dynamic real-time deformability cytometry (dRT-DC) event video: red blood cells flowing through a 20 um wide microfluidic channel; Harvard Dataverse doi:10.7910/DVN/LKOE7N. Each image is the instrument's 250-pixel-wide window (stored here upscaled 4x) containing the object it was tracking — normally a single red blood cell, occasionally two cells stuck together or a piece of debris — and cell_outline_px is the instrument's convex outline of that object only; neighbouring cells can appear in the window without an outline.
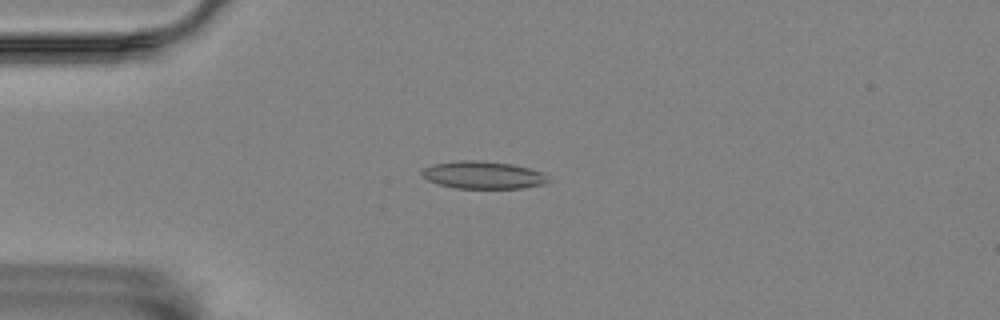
{"species": "Egyptian fruit bat (a non-hibernating species)", "species_latin": "Rousettus aegyptiacus", "temperature_condition": "room temperature", "stored_images_in_passage": 47, "camera_frame_rate_fps": 3000, "um_per_image_px": 0.085, "animal": {"sex": "female"}, "frame": {"image": 1, "passage_image": 13, "time_ms": 4.0, "image_size_px": [1000, 320], "cell_outline_px": [[548, 180], [544, 184], [520, 188], [456, 188], [440, 184], [428, 180], [420, 172], [424, 168], [436, 164], [456, 160], [480, 160], [512, 164], [528, 168], [540, 172], [548, 176]], "centroid_in_image_um": [41.06, 14.87], "position_along_channel_um": 43.9, "area_um2": 20.0}}
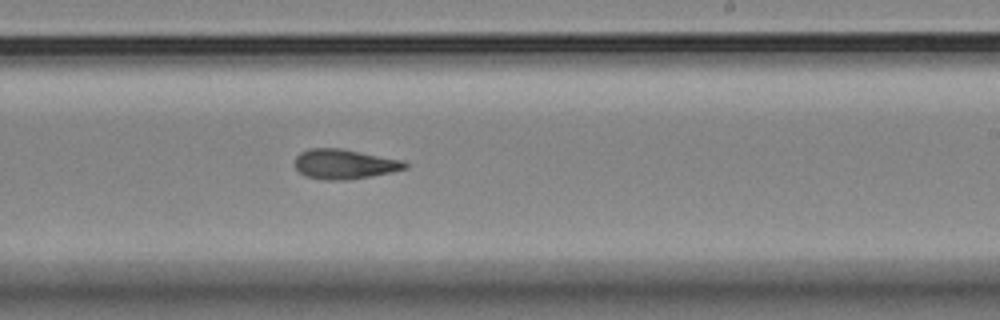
{"frame": {"image": 2, "passage_image": 33, "time_ms": 10.667, "image_size_px": [1000, 320], "cell_outline_px": [[408, 168], [392, 172], [344, 180], [324, 180], [304, 176], [296, 168], [296, 156], [300, 152], [308, 148], [340, 148], [404, 160], [408, 164]], "centroid_in_image_um": [29.28, 13.94], "position_along_channel_um": 259.7, "area_um2": 19.13}}
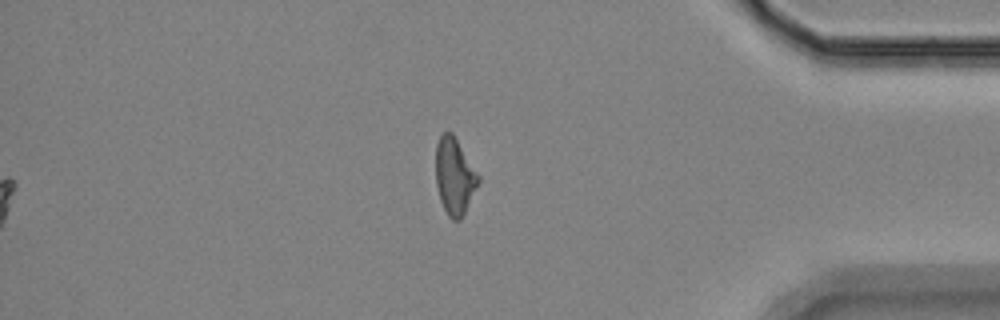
{"frame": {"image": 3, "passage_image": 47, "time_ms": 15.333, "image_size_px": [1000, 320], "cell_outline_px": [[480, 180], [460, 220], [452, 220], [448, 216], [440, 200], [436, 184], [436, 144], [440, 136], [444, 132], [452, 132], [480, 176]], "centroid_in_image_um": [38.62, 14.97], "position_along_channel_um": 396.6, "area_um2": 18.79}, "authors_computed_cell_mechanics": {"area_um2": 19.363, "velocity_mm_per_s": 3.5307, "shape_relaxation_time_tau1_ms": 9.6589, "shape_relaxation_time_tau2_ms": 3.0133, "deformation_change_tau1": 0.216, "deformation_change_tau2": 0.1208}}